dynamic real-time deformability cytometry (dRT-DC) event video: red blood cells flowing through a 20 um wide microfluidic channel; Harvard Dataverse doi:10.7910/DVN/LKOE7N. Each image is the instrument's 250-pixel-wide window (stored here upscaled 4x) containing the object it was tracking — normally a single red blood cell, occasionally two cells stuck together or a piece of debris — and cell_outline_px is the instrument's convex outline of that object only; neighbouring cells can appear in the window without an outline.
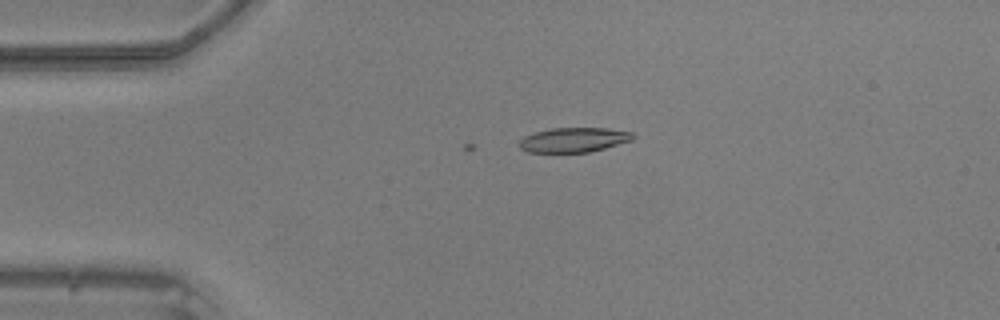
{"species": "common noctule bat (a hibernating species)", "species_latin": "Nyctalus noctula", "temperature_condition": "warm", "stored_images_in_passage": 2, "camera_frame_rate_fps": 3000, "um_per_image_px": 0.085, "animal": {"sex": "male", "body_mass_g": 20.5, "forearm_length_mm": 52.5}, "frame": {"image": 1, "passage_image": 2, "time_ms": 0.333, "image_size_px": [1000, 320], "cell_outline_px": [[636, 136], [632, 140], [604, 148], [588, 152], [528, 152], [520, 148], [516, 144], [524, 136], [536, 132], [552, 128], [608, 128], [632, 132]], "centroid_in_image_um": [48.75, 11.88], "position_along_channel_um": 36.2, "area_um2": 16.3}}